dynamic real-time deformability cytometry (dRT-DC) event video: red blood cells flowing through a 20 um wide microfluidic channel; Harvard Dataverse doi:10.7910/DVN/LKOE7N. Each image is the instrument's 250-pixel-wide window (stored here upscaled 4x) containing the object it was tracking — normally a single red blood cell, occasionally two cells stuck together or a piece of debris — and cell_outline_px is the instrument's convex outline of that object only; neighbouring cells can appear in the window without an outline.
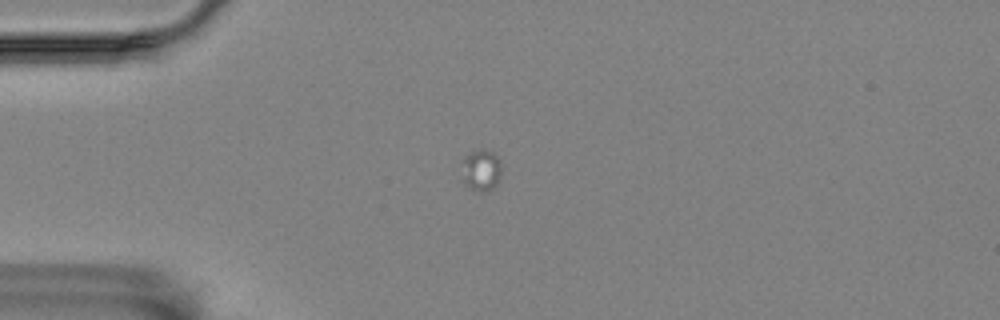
{"species": "Egyptian fruit bat (a non-hibernating species)", "species_latin": "Rousettus aegyptiacus", "temperature_condition": "room temperature", "stored_images_in_passage": 11, "camera_frame_rate_fps": 3000, "um_per_image_px": 0.085, "animal": {"sex": "female"}, "frame": {"image": 1, "passage_image": 4, "time_ms": 1.0, "image_size_px": [1000, 320], "cell_outline_px": [[500, 176], [496, 184], [492, 188], [484, 192], [480, 192], [464, 184], [460, 180], [460, 160], [476, 148], [488, 148], [500, 160]], "centroid_in_image_um": [40.82, 14.42], "position_along_channel_um": 44.2, "area_um2": 10.12}}